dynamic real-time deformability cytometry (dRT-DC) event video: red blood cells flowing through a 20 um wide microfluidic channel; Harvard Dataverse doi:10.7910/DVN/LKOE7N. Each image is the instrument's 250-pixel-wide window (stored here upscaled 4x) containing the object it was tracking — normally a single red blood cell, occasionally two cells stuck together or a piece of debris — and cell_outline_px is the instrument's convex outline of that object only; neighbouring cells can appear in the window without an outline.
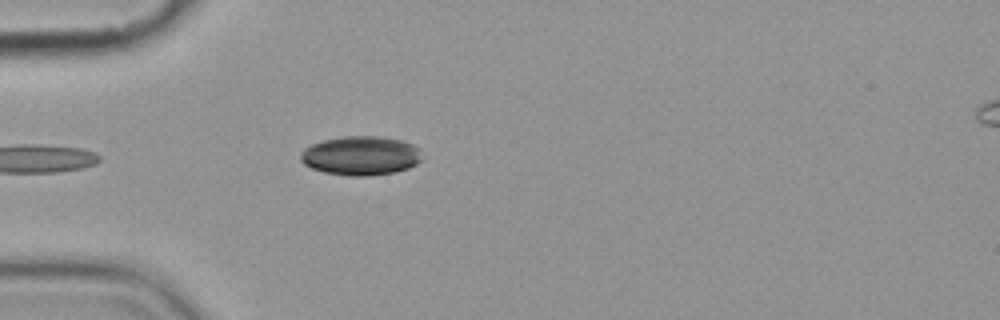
{"species": "common noctule bat (a hibernating species)", "species_latin": "Nyctalus noctula", "temperature_condition": "cold", "stored_images_in_passage": 5, "camera_frame_rate_fps": 3000, "um_per_image_px": 0.085, "animal": {"sex": "female", "body_mass_g": 19.9}, "frame": {"image": 1, "passage_image": 5, "time_ms": 5.333, "image_size_px": [1000, 320], "cell_outline_px": [[424, 160], [408, 168], [392, 172], [368, 176], [348, 176], [324, 172], [312, 168], [304, 164], [300, 160], [300, 152], [304, 148], [312, 144], [324, 140], [344, 136], [380, 136], [400, 140], [412, 144], [420, 148]], "centroid_in_image_um": [30.68, 13.23], "position_along_channel_um": 54.3, "area_um2": 27.86}}